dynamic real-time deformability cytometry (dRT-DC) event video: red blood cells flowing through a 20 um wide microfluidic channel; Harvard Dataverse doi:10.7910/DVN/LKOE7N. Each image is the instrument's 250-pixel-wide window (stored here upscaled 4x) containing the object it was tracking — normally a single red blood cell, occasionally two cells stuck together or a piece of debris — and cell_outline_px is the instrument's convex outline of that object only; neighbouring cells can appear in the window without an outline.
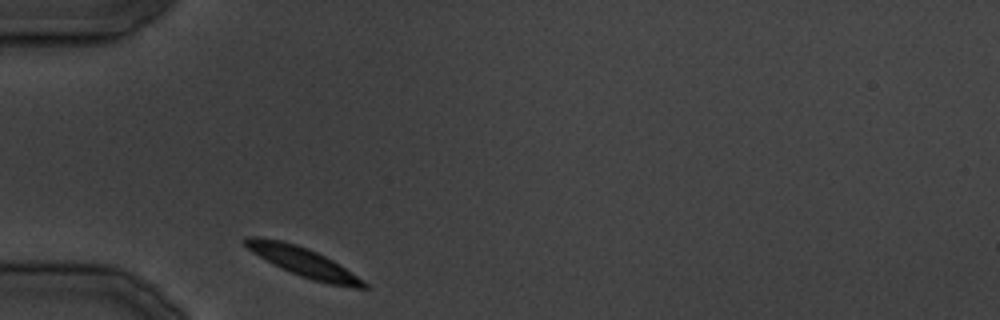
{"species": "common noctule bat (a hibernating species)", "species_latin": "Nyctalus noctula", "temperature_condition": "cold", "stored_images_in_passage": 1, "camera_frame_rate_fps": 3000, "um_per_image_px": 0.085, "animal": {"sex": "male", "body_mass_g": 19.5, "forearm_length_mm": 54.6}, "frame": {"image": 1, "passage_image": 1, "time_ms": 0.0, "image_size_px": [1000, 320], "cell_outline_px": [[368, 288], [352, 288], [328, 284], [312, 280], [300, 276], [280, 268], [272, 264], [252, 252], [240, 240], [244, 236], [260, 236], [280, 240], [296, 244], [308, 248], [340, 264], [368, 284]], "centroid_in_image_um": [25.73, 22.26], "position_along_channel_um": 59.3, "area_um2": 20.4}}